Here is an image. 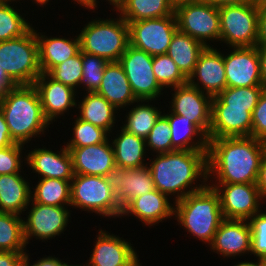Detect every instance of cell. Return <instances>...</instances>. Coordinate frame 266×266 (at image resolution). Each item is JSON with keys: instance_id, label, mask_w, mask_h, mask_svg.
I'll use <instances>...</instances> for the list:
<instances>
[{"instance_id": "cell-21", "label": "cell", "mask_w": 266, "mask_h": 266, "mask_svg": "<svg viewBox=\"0 0 266 266\" xmlns=\"http://www.w3.org/2000/svg\"><path fill=\"white\" fill-rule=\"evenodd\" d=\"M96 237L93 252L86 266H127L138 256L130 240L127 242L123 237L102 229Z\"/></svg>"}, {"instance_id": "cell-37", "label": "cell", "mask_w": 266, "mask_h": 266, "mask_svg": "<svg viewBox=\"0 0 266 266\" xmlns=\"http://www.w3.org/2000/svg\"><path fill=\"white\" fill-rule=\"evenodd\" d=\"M11 4L0 2V41L21 37L32 28L29 21L27 22L23 14H20L19 9H14L16 7Z\"/></svg>"}, {"instance_id": "cell-62", "label": "cell", "mask_w": 266, "mask_h": 266, "mask_svg": "<svg viewBox=\"0 0 266 266\" xmlns=\"http://www.w3.org/2000/svg\"><path fill=\"white\" fill-rule=\"evenodd\" d=\"M74 2H77V4H79V6L85 1V0H73Z\"/></svg>"}, {"instance_id": "cell-44", "label": "cell", "mask_w": 266, "mask_h": 266, "mask_svg": "<svg viewBox=\"0 0 266 266\" xmlns=\"http://www.w3.org/2000/svg\"><path fill=\"white\" fill-rule=\"evenodd\" d=\"M24 145L14 143L11 146L0 148V175L21 173Z\"/></svg>"}, {"instance_id": "cell-35", "label": "cell", "mask_w": 266, "mask_h": 266, "mask_svg": "<svg viewBox=\"0 0 266 266\" xmlns=\"http://www.w3.org/2000/svg\"><path fill=\"white\" fill-rule=\"evenodd\" d=\"M26 246L23 218L18 214L0 212V251L24 254Z\"/></svg>"}, {"instance_id": "cell-45", "label": "cell", "mask_w": 266, "mask_h": 266, "mask_svg": "<svg viewBox=\"0 0 266 266\" xmlns=\"http://www.w3.org/2000/svg\"><path fill=\"white\" fill-rule=\"evenodd\" d=\"M251 137L259 140L266 137V87L252 112Z\"/></svg>"}, {"instance_id": "cell-5", "label": "cell", "mask_w": 266, "mask_h": 266, "mask_svg": "<svg viewBox=\"0 0 266 266\" xmlns=\"http://www.w3.org/2000/svg\"><path fill=\"white\" fill-rule=\"evenodd\" d=\"M118 17L96 18L85 24L78 34L81 51L108 62L119 61L129 45V27L127 21Z\"/></svg>"}, {"instance_id": "cell-46", "label": "cell", "mask_w": 266, "mask_h": 266, "mask_svg": "<svg viewBox=\"0 0 266 266\" xmlns=\"http://www.w3.org/2000/svg\"><path fill=\"white\" fill-rule=\"evenodd\" d=\"M29 253L25 252L22 257V262L25 266H67L68 262L62 261L60 258L54 256H47L40 258L35 263L30 264Z\"/></svg>"}, {"instance_id": "cell-20", "label": "cell", "mask_w": 266, "mask_h": 266, "mask_svg": "<svg viewBox=\"0 0 266 266\" xmlns=\"http://www.w3.org/2000/svg\"><path fill=\"white\" fill-rule=\"evenodd\" d=\"M72 157L74 174L106 177L116 167L111 140L85 147H66Z\"/></svg>"}, {"instance_id": "cell-51", "label": "cell", "mask_w": 266, "mask_h": 266, "mask_svg": "<svg viewBox=\"0 0 266 266\" xmlns=\"http://www.w3.org/2000/svg\"><path fill=\"white\" fill-rule=\"evenodd\" d=\"M108 1V3H110L109 5H113V10L114 11H120L123 6L126 4L127 0H106ZM98 1L97 0H85L80 6L84 7L85 9H89V10H94L98 5H97Z\"/></svg>"}, {"instance_id": "cell-29", "label": "cell", "mask_w": 266, "mask_h": 266, "mask_svg": "<svg viewBox=\"0 0 266 266\" xmlns=\"http://www.w3.org/2000/svg\"><path fill=\"white\" fill-rule=\"evenodd\" d=\"M120 128L121 132L114 139H111L116 167L139 168L147 166L148 163H144L147 152L145 139L126 131L121 126Z\"/></svg>"}, {"instance_id": "cell-28", "label": "cell", "mask_w": 266, "mask_h": 266, "mask_svg": "<svg viewBox=\"0 0 266 266\" xmlns=\"http://www.w3.org/2000/svg\"><path fill=\"white\" fill-rule=\"evenodd\" d=\"M77 106V109L79 108L78 118L106 130L109 134L110 132L112 133L119 110L102 95L97 92H87V94L83 95L82 101L80 100Z\"/></svg>"}, {"instance_id": "cell-10", "label": "cell", "mask_w": 266, "mask_h": 266, "mask_svg": "<svg viewBox=\"0 0 266 266\" xmlns=\"http://www.w3.org/2000/svg\"><path fill=\"white\" fill-rule=\"evenodd\" d=\"M129 44L151 56L166 54L177 27L175 13L166 17L127 22Z\"/></svg>"}, {"instance_id": "cell-49", "label": "cell", "mask_w": 266, "mask_h": 266, "mask_svg": "<svg viewBox=\"0 0 266 266\" xmlns=\"http://www.w3.org/2000/svg\"><path fill=\"white\" fill-rule=\"evenodd\" d=\"M21 252L0 251V266H18L22 262Z\"/></svg>"}, {"instance_id": "cell-34", "label": "cell", "mask_w": 266, "mask_h": 266, "mask_svg": "<svg viewBox=\"0 0 266 266\" xmlns=\"http://www.w3.org/2000/svg\"><path fill=\"white\" fill-rule=\"evenodd\" d=\"M149 101L150 103L151 101L154 102V100H137V105L133 106L125 115L126 120L124 122L126 123L122 126L126 131L143 139L147 138L156 121L162 115L161 109L158 110L156 106L149 104Z\"/></svg>"}, {"instance_id": "cell-16", "label": "cell", "mask_w": 266, "mask_h": 266, "mask_svg": "<svg viewBox=\"0 0 266 266\" xmlns=\"http://www.w3.org/2000/svg\"><path fill=\"white\" fill-rule=\"evenodd\" d=\"M187 83L212 98L218 96L227 87L224 54L212 46L205 47Z\"/></svg>"}, {"instance_id": "cell-47", "label": "cell", "mask_w": 266, "mask_h": 266, "mask_svg": "<svg viewBox=\"0 0 266 266\" xmlns=\"http://www.w3.org/2000/svg\"><path fill=\"white\" fill-rule=\"evenodd\" d=\"M14 143L15 142L11 139L3 111L0 108V148L11 146Z\"/></svg>"}, {"instance_id": "cell-27", "label": "cell", "mask_w": 266, "mask_h": 266, "mask_svg": "<svg viewBox=\"0 0 266 266\" xmlns=\"http://www.w3.org/2000/svg\"><path fill=\"white\" fill-rule=\"evenodd\" d=\"M31 189L21 173L0 175V212L25 213L29 209Z\"/></svg>"}, {"instance_id": "cell-38", "label": "cell", "mask_w": 266, "mask_h": 266, "mask_svg": "<svg viewBox=\"0 0 266 266\" xmlns=\"http://www.w3.org/2000/svg\"><path fill=\"white\" fill-rule=\"evenodd\" d=\"M152 70L164 90L187 84V78L167 54L153 56Z\"/></svg>"}, {"instance_id": "cell-2", "label": "cell", "mask_w": 266, "mask_h": 266, "mask_svg": "<svg viewBox=\"0 0 266 266\" xmlns=\"http://www.w3.org/2000/svg\"><path fill=\"white\" fill-rule=\"evenodd\" d=\"M153 156L156 158L150 159L147 166L152 173L155 189L171 199L174 196V202L202 190L209 182L207 150H175ZM198 179L201 184L197 185L195 181Z\"/></svg>"}, {"instance_id": "cell-50", "label": "cell", "mask_w": 266, "mask_h": 266, "mask_svg": "<svg viewBox=\"0 0 266 266\" xmlns=\"http://www.w3.org/2000/svg\"><path fill=\"white\" fill-rule=\"evenodd\" d=\"M256 185L259 189L261 197L266 201V158L264 157L258 172Z\"/></svg>"}, {"instance_id": "cell-48", "label": "cell", "mask_w": 266, "mask_h": 266, "mask_svg": "<svg viewBox=\"0 0 266 266\" xmlns=\"http://www.w3.org/2000/svg\"><path fill=\"white\" fill-rule=\"evenodd\" d=\"M266 45V7L259 8L257 46Z\"/></svg>"}, {"instance_id": "cell-26", "label": "cell", "mask_w": 266, "mask_h": 266, "mask_svg": "<svg viewBox=\"0 0 266 266\" xmlns=\"http://www.w3.org/2000/svg\"><path fill=\"white\" fill-rule=\"evenodd\" d=\"M36 32L38 41L39 66L42 73H49L55 66L70 57L75 56L80 50L79 35L73 39L66 37H48ZM40 33V34H39Z\"/></svg>"}, {"instance_id": "cell-33", "label": "cell", "mask_w": 266, "mask_h": 266, "mask_svg": "<svg viewBox=\"0 0 266 266\" xmlns=\"http://www.w3.org/2000/svg\"><path fill=\"white\" fill-rule=\"evenodd\" d=\"M38 180L31 191L32 202L51 206H70L71 180L56 178Z\"/></svg>"}, {"instance_id": "cell-31", "label": "cell", "mask_w": 266, "mask_h": 266, "mask_svg": "<svg viewBox=\"0 0 266 266\" xmlns=\"http://www.w3.org/2000/svg\"><path fill=\"white\" fill-rule=\"evenodd\" d=\"M204 49L205 46L201 42L177 29L166 54L188 79L196 66L200 53Z\"/></svg>"}, {"instance_id": "cell-22", "label": "cell", "mask_w": 266, "mask_h": 266, "mask_svg": "<svg viewBox=\"0 0 266 266\" xmlns=\"http://www.w3.org/2000/svg\"><path fill=\"white\" fill-rule=\"evenodd\" d=\"M60 151L51 149L35 148L25 156V165L28 164L38 178H56L72 180L74 177L72 157L69 150L64 146Z\"/></svg>"}, {"instance_id": "cell-3", "label": "cell", "mask_w": 266, "mask_h": 266, "mask_svg": "<svg viewBox=\"0 0 266 266\" xmlns=\"http://www.w3.org/2000/svg\"><path fill=\"white\" fill-rule=\"evenodd\" d=\"M0 108L15 143L26 145L49 128L50 123L44 117L40 96L34 85H17L10 89L0 99Z\"/></svg>"}, {"instance_id": "cell-40", "label": "cell", "mask_w": 266, "mask_h": 266, "mask_svg": "<svg viewBox=\"0 0 266 266\" xmlns=\"http://www.w3.org/2000/svg\"><path fill=\"white\" fill-rule=\"evenodd\" d=\"M81 50L73 57L65 60L61 64L55 66L48 75L55 81L61 82L64 85L70 86L77 90L81 86L83 74Z\"/></svg>"}, {"instance_id": "cell-61", "label": "cell", "mask_w": 266, "mask_h": 266, "mask_svg": "<svg viewBox=\"0 0 266 266\" xmlns=\"http://www.w3.org/2000/svg\"><path fill=\"white\" fill-rule=\"evenodd\" d=\"M0 2H10V3H13V2H17L16 0H0ZM19 2V0H18Z\"/></svg>"}, {"instance_id": "cell-24", "label": "cell", "mask_w": 266, "mask_h": 266, "mask_svg": "<svg viewBox=\"0 0 266 266\" xmlns=\"http://www.w3.org/2000/svg\"><path fill=\"white\" fill-rule=\"evenodd\" d=\"M254 108H212L209 139L251 136Z\"/></svg>"}, {"instance_id": "cell-63", "label": "cell", "mask_w": 266, "mask_h": 266, "mask_svg": "<svg viewBox=\"0 0 266 266\" xmlns=\"http://www.w3.org/2000/svg\"><path fill=\"white\" fill-rule=\"evenodd\" d=\"M67 266H86V265L82 263V265H78V264L77 265H72V264L70 265V264H68Z\"/></svg>"}, {"instance_id": "cell-15", "label": "cell", "mask_w": 266, "mask_h": 266, "mask_svg": "<svg viewBox=\"0 0 266 266\" xmlns=\"http://www.w3.org/2000/svg\"><path fill=\"white\" fill-rule=\"evenodd\" d=\"M224 56L227 87L263 86L258 47H233Z\"/></svg>"}, {"instance_id": "cell-7", "label": "cell", "mask_w": 266, "mask_h": 266, "mask_svg": "<svg viewBox=\"0 0 266 266\" xmlns=\"http://www.w3.org/2000/svg\"><path fill=\"white\" fill-rule=\"evenodd\" d=\"M70 206L114 219L121 218L122 213L117 196L104 176L74 174L71 180Z\"/></svg>"}, {"instance_id": "cell-32", "label": "cell", "mask_w": 266, "mask_h": 266, "mask_svg": "<svg viewBox=\"0 0 266 266\" xmlns=\"http://www.w3.org/2000/svg\"><path fill=\"white\" fill-rule=\"evenodd\" d=\"M175 3L173 0H127L119 11L127 22L140 21L173 15Z\"/></svg>"}, {"instance_id": "cell-60", "label": "cell", "mask_w": 266, "mask_h": 266, "mask_svg": "<svg viewBox=\"0 0 266 266\" xmlns=\"http://www.w3.org/2000/svg\"><path fill=\"white\" fill-rule=\"evenodd\" d=\"M183 1H194V0H173L175 4L183 2Z\"/></svg>"}, {"instance_id": "cell-23", "label": "cell", "mask_w": 266, "mask_h": 266, "mask_svg": "<svg viewBox=\"0 0 266 266\" xmlns=\"http://www.w3.org/2000/svg\"><path fill=\"white\" fill-rule=\"evenodd\" d=\"M170 198L157 189L132 199L123 209L122 216H135L143 224L156 225L174 217V205ZM130 214V215H129Z\"/></svg>"}, {"instance_id": "cell-18", "label": "cell", "mask_w": 266, "mask_h": 266, "mask_svg": "<svg viewBox=\"0 0 266 266\" xmlns=\"http://www.w3.org/2000/svg\"><path fill=\"white\" fill-rule=\"evenodd\" d=\"M34 86L40 96L42 111L45 119L51 124L55 118L64 115L70 108L77 107V90L55 81L47 73L35 80Z\"/></svg>"}, {"instance_id": "cell-12", "label": "cell", "mask_w": 266, "mask_h": 266, "mask_svg": "<svg viewBox=\"0 0 266 266\" xmlns=\"http://www.w3.org/2000/svg\"><path fill=\"white\" fill-rule=\"evenodd\" d=\"M218 193L220 207L225 219L249 220L260 212L261 197L256 183L213 184L208 183Z\"/></svg>"}, {"instance_id": "cell-59", "label": "cell", "mask_w": 266, "mask_h": 266, "mask_svg": "<svg viewBox=\"0 0 266 266\" xmlns=\"http://www.w3.org/2000/svg\"><path fill=\"white\" fill-rule=\"evenodd\" d=\"M261 142L263 145L264 157L266 158V137H264Z\"/></svg>"}, {"instance_id": "cell-54", "label": "cell", "mask_w": 266, "mask_h": 266, "mask_svg": "<svg viewBox=\"0 0 266 266\" xmlns=\"http://www.w3.org/2000/svg\"><path fill=\"white\" fill-rule=\"evenodd\" d=\"M206 3H209L211 5L215 6H221V5H226V4H244L247 2H252V0H201Z\"/></svg>"}, {"instance_id": "cell-42", "label": "cell", "mask_w": 266, "mask_h": 266, "mask_svg": "<svg viewBox=\"0 0 266 266\" xmlns=\"http://www.w3.org/2000/svg\"><path fill=\"white\" fill-rule=\"evenodd\" d=\"M171 134L168 120L161 115L145 139L147 151L150 149L155 152L154 154L175 151L176 149L172 146Z\"/></svg>"}, {"instance_id": "cell-53", "label": "cell", "mask_w": 266, "mask_h": 266, "mask_svg": "<svg viewBox=\"0 0 266 266\" xmlns=\"http://www.w3.org/2000/svg\"><path fill=\"white\" fill-rule=\"evenodd\" d=\"M259 50L260 72L263 86L266 87V45L257 46Z\"/></svg>"}, {"instance_id": "cell-17", "label": "cell", "mask_w": 266, "mask_h": 266, "mask_svg": "<svg viewBox=\"0 0 266 266\" xmlns=\"http://www.w3.org/2000/svg\"><path fill=\"white\" fill-rule=\"evenodd\" d=\"M106 178L122 209L132 199L155 189L152 173L148 166L139 168L114 167L109 171Z\"/></svg>"}, {"instance_id": "cell-25", "label": "cell", "mask_w": 266, "mask_h": 266, "mask_svg": "<svg viewBox=\"0 0 266 266\" xmlns=\"http://www.w3.org/2000/svg\"><path fill=\"white\" fill-rule=\"evenodd\" d=\"M97 93L119 111L126 106L128 108V105H135L138 100L132 92L127 76L118 61L108 62L106 65Z\"/></svg>"}, {"instance_id": "cell-64", "label": "cell", "mask_w": 266, "mask_h": 266, "mask_svg": "<svg viewBox=\"0 0 266 266\" xmlns=\"http://www.w3.org/2000/svg\"><path fill=\"white\" fill-rule=\"evenodd\" d=\"M18 266H25L23 262H21Z\"/></svg>"}, {"instance_id": "cell-57", "label": "cell", "mask_w": 266, "mask_h": 266, "mask_svg": "<svg viewBox=\"0 0 266 266\" xmlns=\"http://www.w3.org/2000/svg\"><path fill=\"white\" fill-rule=\"evenodd\" d=\"M34 1V4H39V6H45L50 0H32V2Z\"/></svg>"}, {"instance_id": "cell-4", "label": "cell", "mask_w": 266, "mask_h": 266, "mask_svg": "<svg viewBox=\"0 0 266 266\" xmlns=\"http://www.w3.org/2000/svg\"><path fill=\"white\" fill-rule=\"evenodd\" d=\"M174 218L188 234L208 245L225 219L220 207V198L208 184L200 191L190 193L183 199L173 202Z\"/></svg>"}, {"instance_id": "cell-39", "label": "cell", "mask_w": 266, "mask_h": 266, "mask_svg": "<svg viewBox=\"0 0 266 266\" xmlns=\"http://www.w3.org/2000/svg\"><path fill=\"white\" fill-rule=\"evenodd\" d=\"M73 133L71 139L65 147H85L94 144L106 142L111 135L90 122H86L80 118H76L73 125Z\"/></svg>"}, {"instance_id": "cell-11", "label": "cell", "mask_w": 266, "mask_h": 266, "mask_svg": "<svg viewBox=\"0 0 266 266\" xmlns=\"http://www.w3.org/2000/svg\"><path fill=\"white\" fill-rule=\"evenodd\" d=\"M118 62L138 100H157L163 95L164 88L158 83L152 70L153 56L129 44Z\"/></svg>"}, {"instance_id": "cell-19", "label": "cell", "mask_w": 266, "mask_h": 266, "mask_svg": "<svg viewBox=\"0 0 266 266\" xmlns=\"http://www.w3.org/2000/svg\"><path fill=\"white\" fill-rule=\"evenodd\" d=\"M251 242L248 220L224 219L209 246L211 251L225 259L250 254Z\"/></svg>"}, {"instance_id": "cell-58", "label": "cell", "mask_w": 266, "mask_h": 266, "mask_svg": "<svg viewBox=\"0 0 266 266\" xmlns=\"http://www.w3.org/2000/svg\"><path fill=\"white\" fill-rule=\"evenodd\" d=\"M139 256H137L131 263H129L127 266H142L140 264V259H138Z\"/></svg>"}, {"instance_id": "cell-55", "label": "cell", "mask_w": 266, "mask_h": 266, "mask_svg": "<svg viewBox=\"0 0 266 266\" xmlns=\"http://www.w3.org/2000/svg\"><path fill=\"white\" fill-rule=\"evenodd\" d=\"M264 264H265L264 261L257 259L256 262H252V261H250V262H248V261H242V262H238V263H236V264L233 265V266H263Z\"/></svg>"}, {"instance_id": "cell-6", "label": "cell", "mask_w": 266, "mask_h": 266, "mask_svg": "<svg viewBox=\"0 0 266 266\" xmlns=\"http://www.w3.org/2000/svg\"><path fill=\"white\" fill-rule=\"evenodd\" d=\"M0 66L16 85H34L42 73L35 28L21 37L0 41Z\"/></svg>"}, {"instance_id": "cell-36", "label": "cell", "mask_w": 266, "mask_h": 266, "mask_svg": "<svg viewBox=\"0 0 266 266\" xmlns=\"http://www.w3.org/2000/svg\"><path fill=\"white\" fill-rule=\"evenodd\" d=\"M265 86L226 87L212 98V108H255Z\"/></svg>"}, {"instance_id": "cell-9", "label": "cell", "mask_w": 266, "mask_h": 266, "mask_svg": "<svg viewBox=\"0 0 266 266\" xmlns=\"http://www.w3.org/2000/svg\"><path fill=\"white\" fill-rule=\"evenodd\" d=\"M177 27L192 38L210 47V41H220V16L218 6L201 0L175 4ZM208 41V42H207Z\"/></svg>"}, {"instance_id": "cell-14", "label": "cell", "mask_w": 266, "mask_h": 266, "mask_svg": "<svg viewBox=\"0 0 266 266\" xmlns=\"http://www.w3.org/2000/svg\"><path fill=\"white\" fill-rule=\"evenodd\" d=\"M171 109L174 114L191 120L209 139L211 127L212 97L188 83L173 87Z\"/></svg>"}, {"instance_id": "cell-13", "label": "cell", "mask_w": 266, "mask_h": 266, "mask_svg": "<svg viewBox=\"0 0 266 266\" xmlns=\"http://www.w3.org/2000/svg\"><path fill=\"white\" fill-rule=\"evenodd\" d=\"M28 217L23 220V233L26 245L35 238L42 241L64 234L71 211L67 206L42 205L30 201Z\"/></svg>"}, {"instance_id": "cell-1", "label": "cell", "mask_w": 266, "mask_h": 266, "mask_svg": "<svg viewBox=\"0 0 266 266\" xmlns=\"http://www.w3.org/2000/svg\"><path fill=\"white\" fill-rule=\"evenodd\" d=\"M264 158L261 140L251 136L208 139L207 178L214 184L256 183Z\"/></svg>"}, {"instance_id": "cell-41", "label": "cell", "mask_w": 266, "mask_h": 266, "mask_svg": "<svg viewBox=\"0 0 266 266\" xmlns=\"http://www.w3.org/2000/svg\"><path fill=\"white\" fill-rule=\"evenodd\" d=\"M81 55L83 65L81 79L82 89H85L84 92L86 91V93L97 92L108 61L99 56L91 55L83 51H81Z\"/></svg>"}, {"instance_id": "cell-52", "label": "cell", "mask_w": 266, "mask_h": 266, "mask_svg": "<svg viewBox=\"0 0 266 266\" xmlns=\"http://www.w3.org/2000/svg\"><path fill=\"white\" fill-rule=\"evenodd\" d=\"M17 86L0 66V99L13 87Z\"/></svg>"}, {"instance_id": "cell-43", "label": "cell", "mask_w": 266, "mask_h": 266, "mask_svg": "<svg viewBox=\"0 0 266 266\" xmlns=\"http://www.w3.org/2000/svg\"><path fill=\"white\" fill-rule=\"evenodd\" d=\"M251 228V253L266 263V212L260 211L249 220Z\"/></svg>"}, {"instance_id": "cell-8", "label": "cell", "mask_w": 266, "mask_h": 266, "mask_svg": "<svg viewBox=\"0 0 266 266\" xmlns=\"http://www.w3.org/2000/svg\"><path fill=\"white\" fill-rule=\"evenodd\" d=\"M218 11L220 43L231 48L257 46L259 8L254 3L221 5Z\"/></svg>"}, {"instance_id": "cell-30", "label": "cell", "mask_w": 266, "mask_h": 266, "mask_svg": "<svg viewBox=\"0 0 266 266\" xmlns=\"http://www.w3.org/2000/svg\"><path fill=\"white\" fill-rule=\"evenodd\" d=\"M162 115L169 122L172 146L176 150L208 149V137L191 120H187L185 116L174 114L170 110L169 113L167 111V114L163 113Z\"/></svg>"}, {"instance_id": "cell-56", "label": "cell", "mask_w": 266, "mask_h": 266, "mask_svg": "<svg viewBox=\"0 0 266 266\" xmlns=\"http://www.w3.org/2000/svg\"><path fill=\"white\" fill-rule=\"evenodd\" d=\"M258 8L266 7V0H252Z\"/></svg>"}]
</instances>
